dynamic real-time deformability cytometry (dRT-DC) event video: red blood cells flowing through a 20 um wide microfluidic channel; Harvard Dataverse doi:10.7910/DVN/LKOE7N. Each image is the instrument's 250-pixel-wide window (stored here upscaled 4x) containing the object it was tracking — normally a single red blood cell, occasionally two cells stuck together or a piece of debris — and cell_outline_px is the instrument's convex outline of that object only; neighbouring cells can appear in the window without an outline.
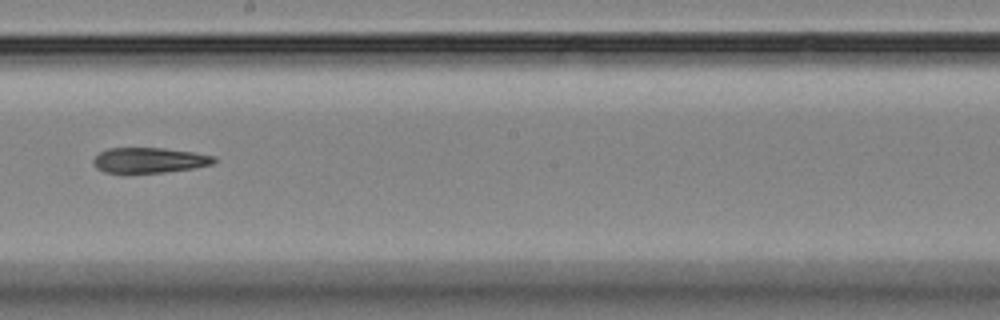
{"species": "Egyptian fruit bat (a non-hibernating species)", "species_latin": "Rousettus aegyptiacus", "temperature_condition": "room temperature", "stored_images_in_passage": 14, "camera_frame_rate_fps": 3000, "um_per_image_px": 0.085, "animal": {"sex": "female"}, "frame": {"image": 1, "passage_image": 7, "time_ms": 7.333, "image_size_px": [1000, 320], "cell_outline_px": [[216, 160], [212, 164], [192, 168], [164, 172], [128, 176], [124, 176], [104, 172], [96, 168], [92, 164], [92, 160], [100, 152], [108, 148], [164, 148], [196, 152], [216, 156]], "centroid_in_image_um": [12.62, 13.66], "position_along_channel_um": 235.6, "area_um2": 18.67}}
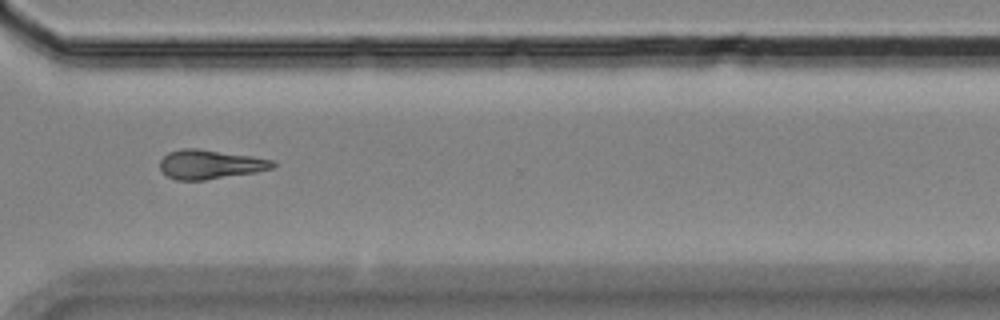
{"frame": {"image": 2, "passage_image": 10, "time_ms": 10.667, "image_size_px": [1000, 320], "cell_outline_px": [[276, 164], [272, 168], [256, 172], [204, 180], [176, 180], [168, 176], [160, 168], [160, 160], [168, 152], [180, 148], [196, 148], [252, 156], [272, 160]], "centroid_in_image_um": [17.84, 13.96], "position_along_channel_um": 352.8, "area_um2": 19.07}}
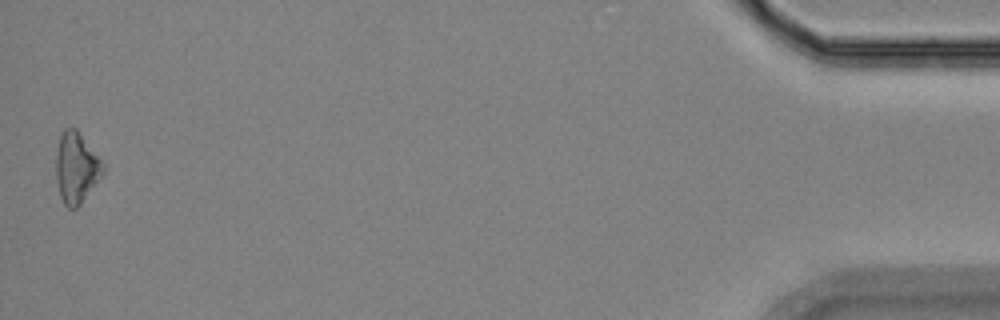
{"frame": {"image": 3, "passage_image": 14, "time_ms": 15.333, "image_size_px": [1000, 320], "cell_outline_px": [[104, 172], [80, 204], [76, 208], [68, 208], [64, 204], [60, 196], [56, 176], [56, 152], [60, 136], [64, 128], [76, 128], [104, 164]], "centroid_in_image_um": [6.47, 14.25], "position_along_channel_um": 428.7, "area_um2": 19.07}}